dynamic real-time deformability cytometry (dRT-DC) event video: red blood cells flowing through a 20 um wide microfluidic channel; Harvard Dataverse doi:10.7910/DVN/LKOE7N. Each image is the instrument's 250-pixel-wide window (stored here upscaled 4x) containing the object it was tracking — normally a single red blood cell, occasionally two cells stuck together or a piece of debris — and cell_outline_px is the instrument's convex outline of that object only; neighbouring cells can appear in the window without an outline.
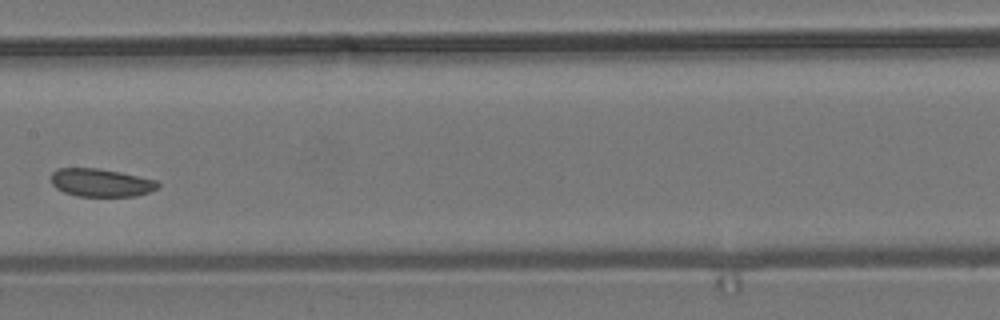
{"species": "common noctule bat (a hibernating species)", "species_latin": "Nyctalus noctula", "temperature_condition": "room temperature", "stored_images_in_passage": 9, "camera_frame_rate_fps": 3000, "um_per_image_px": 0.085, "animal": {"sex": "male", "body_mass_g": 19.2, "forearm_length_mm": 51.8}, "frame": {"image": 1, "passage_image": 6, "time_ms": 1.667, "image_size_px": [1000, 320], "cell_outline_px": [[160, 188], [136, 196], [76, 196], [64, 192], [56, 188], [52, 184], [52, 172], [56, 168], [100, 168], [120, 172], [156, 180], [160, 184]], "centroid_in_image_um": [8.59, 15.52], "position_along_channel_um": 198.8, "area_um2": 17.51}}
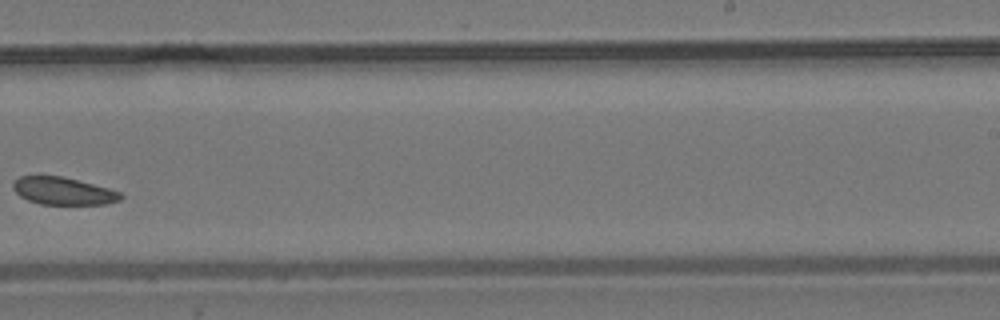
{"frame": {"image": 2, "passage_image": 8, "time_ms": 2.333, "image_size_px": [1000, 320], "cell_outline_px": [[124, 196], [120, 200], [104, 204], [40, 204], [28, 200], [20, 196], [12, 188], [12, 184], [20, 176], [64, 176], [108, 188], [120, 192]], "centroid_in_image_um": [5.37, 16.23], "position_along_channel_um": 283.6, "area_um2": 17.17}}
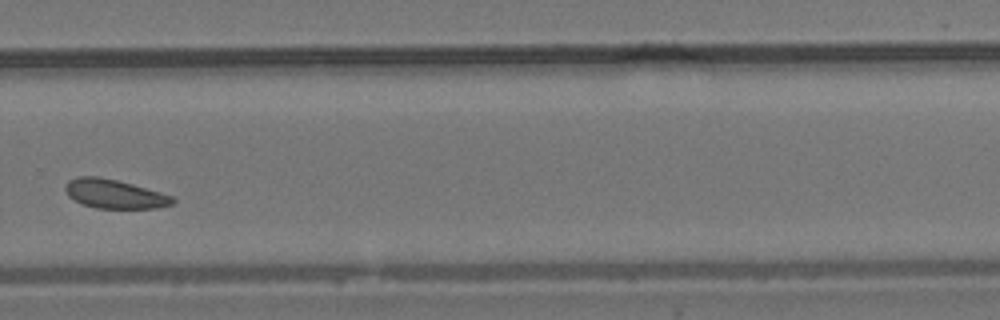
{"frame": {"image": 3, "passage_image": 9, "time_ms": 2.667, "image_size_px": [1000, 320], "cell_outline_px": [[176, 200], [172, 204], [156, 208], [96, 208], [80, 204], [68, 196], [64, 188], [64, 184], [68, 180], [76, 176], [96, 176], [116, 180], [132, 184], [160, 192], [172, 196]], "centroid_in_image_um": [9.67, 16.48], "position_along_channel_um": 320.1, "area_um2": 18.21}}